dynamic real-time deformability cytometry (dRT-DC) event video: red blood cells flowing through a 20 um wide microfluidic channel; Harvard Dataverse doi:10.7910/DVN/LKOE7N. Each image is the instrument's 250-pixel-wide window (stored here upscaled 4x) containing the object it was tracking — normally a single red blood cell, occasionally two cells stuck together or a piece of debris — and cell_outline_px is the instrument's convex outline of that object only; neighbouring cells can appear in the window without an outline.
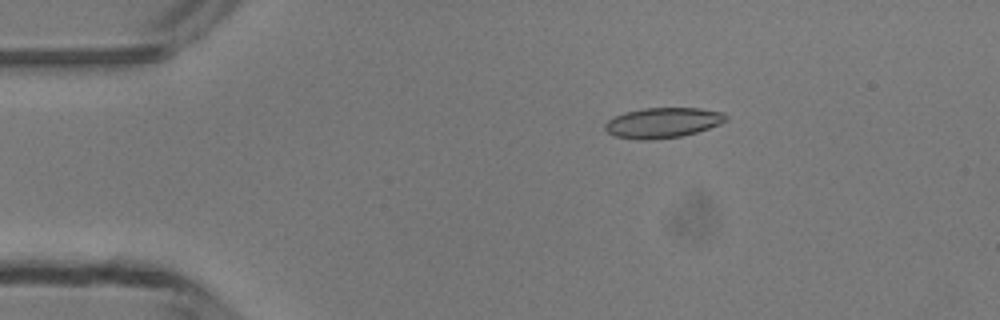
{"species": "common noctule bat (a hibernating species)", "species_latin": "Nyctalus noctula", "temperature_condition": "room temperature", "stored_images_in_passage": 6, "camera_frame_rate_fps": 3000, "um_per_image_px": 0.085, "animal": {"sex": "male", "body_mass_g": 13.3}, "frame": {"image": 1, "passage_image": 3, "time_ms": 2.333, "image_size_px": [1000, 320], "cell_outline_px": [[728, 120], [720, 124], [696, 132], [680, 136], [652, 140], [636, 140], [616, 136], [608, 132], [604, 128], [604, 124], [608, 120], [624, 112], [644, 108], [700, 108], [724, 112], [728, 116]], "centroid_in_image_um": [56.35, 10.43], "position_along_channel_um": 28.7, "area_um2": 21.39}}
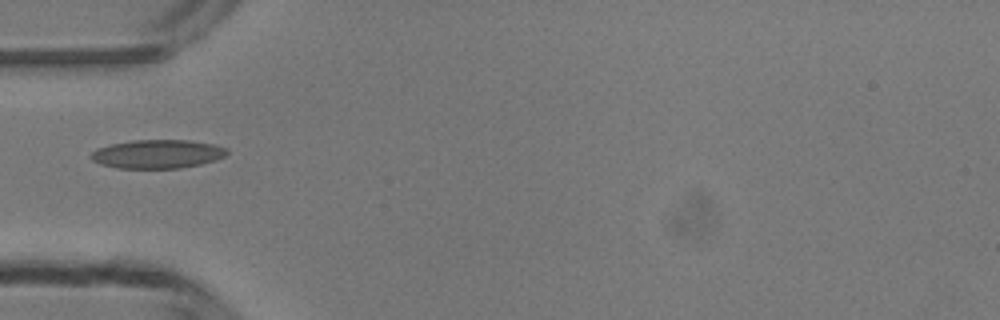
{"frame": {"image": 2, "passage_image": 5, "time_ms": 4.667, "image_size_px": [1000, 320], "cell_outline_px": [[228, 152], [224, 156], [216, 160], [200, 164], [180, 168], [116, 168], [100, 164], [92, 160], [88, 156], [96, 148], [112, 144], [132, 140], [188, 140], [216, 144], [228, 148]], "centroid_in_image_um": [13.38, 13.09], "position_along_channel_um": 71.6, "area_um2": 22.89}}
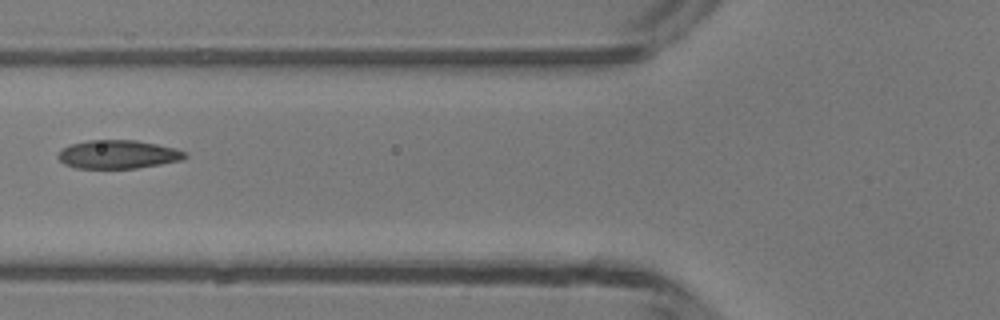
{"frame": {"image": 3, "passage_image": 6, "time_ms": 5.667, "image_size_px": [1000, 320], "cell_outline_px": [[188, 156], [180, 160], [160, 164], [136, 168], [76, 168], [64, 164], [56, 156], [64, 148], [72, 144], [88, 140], [136, 140], [176, 148], [188, 152]], "centroid_in_image_um": [10.06, 13.12], "position_along_channel_um": 115.7, "area_um2": 20.98}}